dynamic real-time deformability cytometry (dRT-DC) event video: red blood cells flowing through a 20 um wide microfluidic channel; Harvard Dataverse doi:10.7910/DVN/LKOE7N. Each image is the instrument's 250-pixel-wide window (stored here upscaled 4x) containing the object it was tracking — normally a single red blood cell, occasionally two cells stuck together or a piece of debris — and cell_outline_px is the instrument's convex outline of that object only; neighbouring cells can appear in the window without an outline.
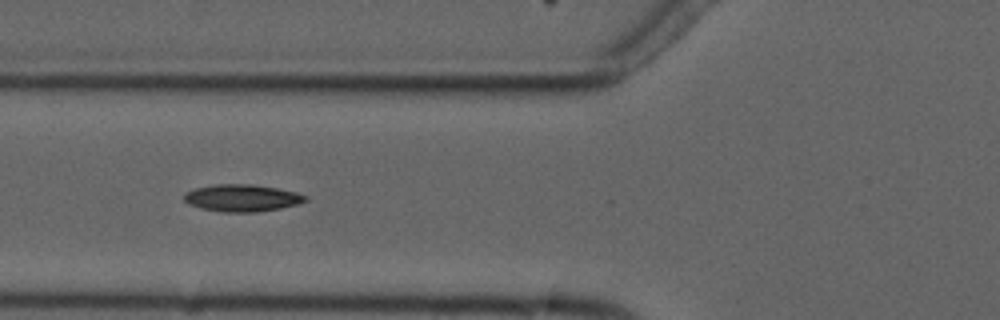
{"species": "common noctule bat (a hibernating species)", "species_latin": "Nyctalus noctula", "temperature_condition": "cold", "stored_images_in_passage": 8, "camera_frame_rate_fps": 3000, "um_per_image_px": 0.085, "animal": {"sex": "male", "forearm_length_mm": 52.5}, "frame": {"image": 1, "passage_image": 6, "time_ms": 5.667, "image_size_px": [1000, 320], "cell_outline_px": [[308, 200], [296, 204], [280, 208], [256, 212], [220, 212], [200, 208], [188, 204], [184, 200], [184, 192], [196, 188], [212, 184], [252, 184], [276, 188], [296, 192], [308, 196]], "centroid_in_image_um": [20.54, 16.82], "position_along_channel_um": 105.3, "area_um2": 19.25}}
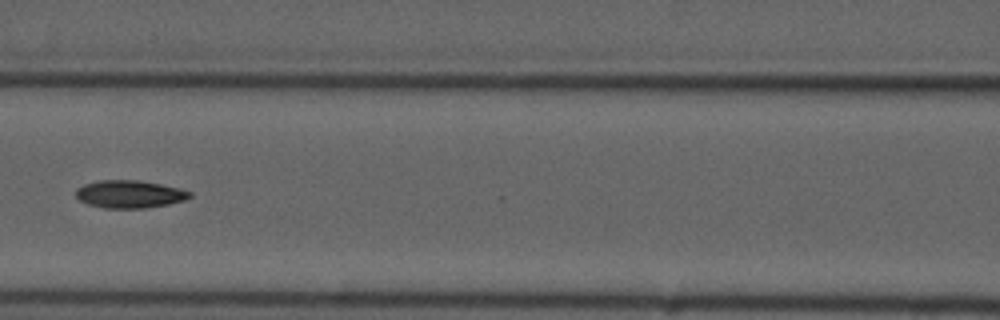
{"frame": {"image": 2, "passage_image": 7, "time_ms": 7.0, "image_size_px": [1000, 320], "cell_outline_px": [[192, 196], [184, 200], [168, 204], [144, 208], [104, 208], [88, 204], [80, 200], [76, 196], [76, 188], [84, 184], [100, 180], [140, 180], [180, 188], [192, 192]], "centroid_in_image_um": [11.02, 16.5], "position_along_channel_um": 155.6, "area_um2": 18.38}}
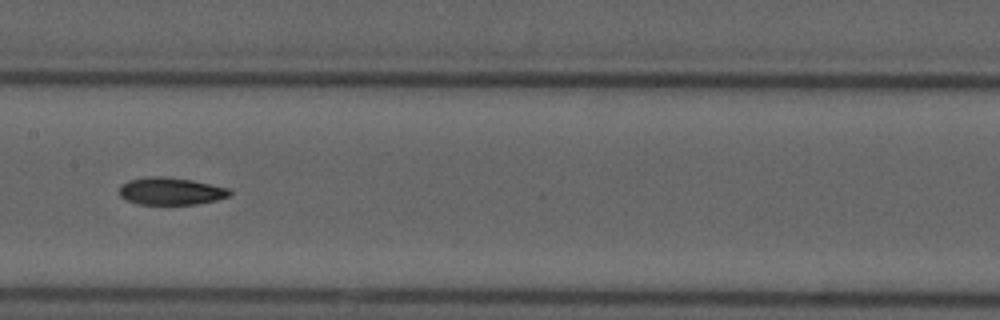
{"frame": {"image": 3, "passage_image": 8, "time_ms": 8.0, "image_size_px": [1000, 320], "cell_outline_px": [[232, 192], [228, 196], [216, 200], [196, 204], [136, 204], [120, 196], [120, 184], [128, 180], [148, 176], [164, 176], [192, 180], [228, 188]], "centroid_in_image_um": [14.49, 16.24], "position_along_channel_um": 192.9, "area_um2": 17.57}}